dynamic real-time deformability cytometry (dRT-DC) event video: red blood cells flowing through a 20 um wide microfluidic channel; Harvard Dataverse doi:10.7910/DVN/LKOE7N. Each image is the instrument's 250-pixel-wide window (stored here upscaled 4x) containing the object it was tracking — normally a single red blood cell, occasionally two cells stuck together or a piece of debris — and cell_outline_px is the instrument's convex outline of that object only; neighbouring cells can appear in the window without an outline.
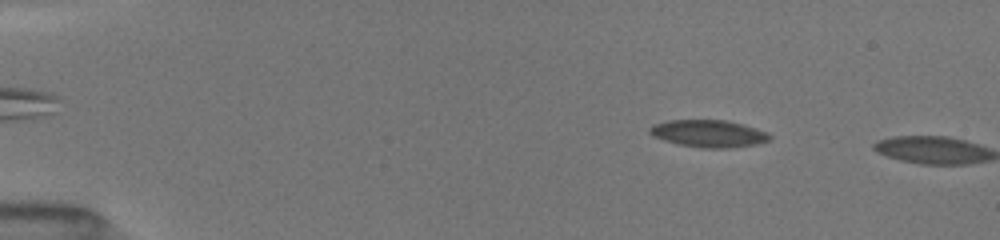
{"species": "common noctule bat (a hibernating species)", "species_latin": "Nyctalus noctula", "temperature_condition": "room temperature", "stored_images_in_passage": 17, "camera_frame_rate_fps": 3000, "um_per_image_px": 0.085, "animal": {"sex": "female", "body_mass_g": 19.5, "forearm_length_mm": 54.1}, "frame": {"image": 1, "passage_image": 15, "time_ms": 2.667, "image_size_px": [1000, 240], "cell_outline_px": [[772, 136], [768, 140], [752, 144], [724, 148], [708, 148], [680, 144], [664, 140], [652, 136], [648, 132], [648, 128], [656, 124], [668, 120], [728, 120], [764, 132]], "centroid_in_image_um": [60.14, 11.34], "position_along_channel_um": 24.9, "area_um2": 18.44}}